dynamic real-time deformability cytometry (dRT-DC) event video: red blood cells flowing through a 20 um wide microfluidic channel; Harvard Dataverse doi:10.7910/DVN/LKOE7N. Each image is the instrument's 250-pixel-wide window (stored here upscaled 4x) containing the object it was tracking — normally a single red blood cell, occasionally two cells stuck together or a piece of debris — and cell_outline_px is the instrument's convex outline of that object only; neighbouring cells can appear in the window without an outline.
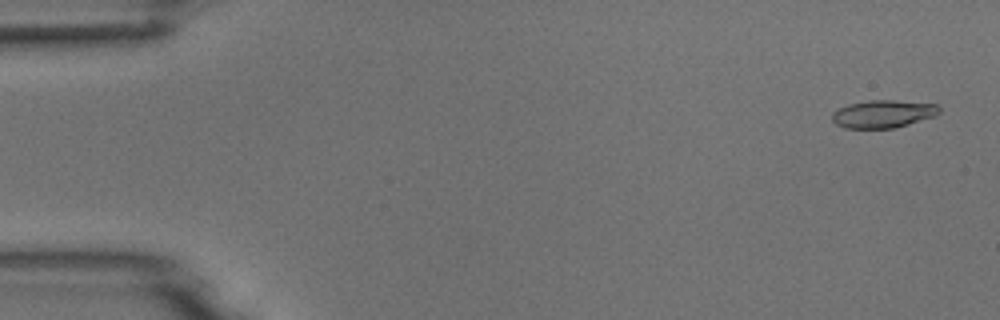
{"species": "common noctule bat (a hibernating species)", "species_latin": "Nyctalus noctula", "temperature_condition": "room temperature", "stored_images_in_passage": 7, "camera_frame_rate_fps": 3000, "um_per_image_px": 0.085, "animal": {"sex": "male", "body_mass_g": 18.8}, "frame": {"image": 1, "passage_image": 1, "time_ms": 0.0, "image_size_px": [1000, 320], "cell_outline_px": [[940, 112], [936, 116], [908, 124], [892, 128], [844, 128], [836, 124], [832, 120], [832, 112], [836, 108], [848, 104], [868, 100], [892, 100], [936, 104], [940, 108]], "centroid_in_image_um": [75.03, 9.68], "position_along_channel_um": 10.0, "area_um2": 17.4}}
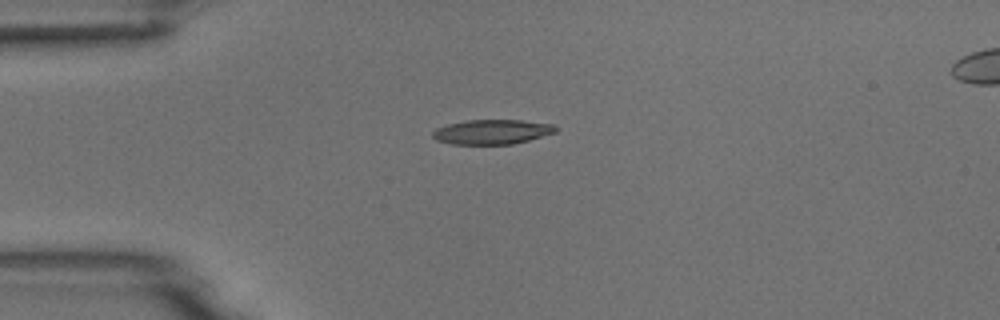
{"frame": {"image": 2, "passage_image": 4, "time_ms": 3.667, "image_size_px": [1000, 320], "cell_outline_px": [[556, 132], [528, 140], [512, 144], [452, 144], [436, 140], [432, 136], [432, 132], [436, 128], [448, 124], [468, 120], [520, 120], [556, 124]], "centroid_in_image_um": [41.82, 11.2], "position_along_channel_um": 43.2, "area_um2": 17.63}}